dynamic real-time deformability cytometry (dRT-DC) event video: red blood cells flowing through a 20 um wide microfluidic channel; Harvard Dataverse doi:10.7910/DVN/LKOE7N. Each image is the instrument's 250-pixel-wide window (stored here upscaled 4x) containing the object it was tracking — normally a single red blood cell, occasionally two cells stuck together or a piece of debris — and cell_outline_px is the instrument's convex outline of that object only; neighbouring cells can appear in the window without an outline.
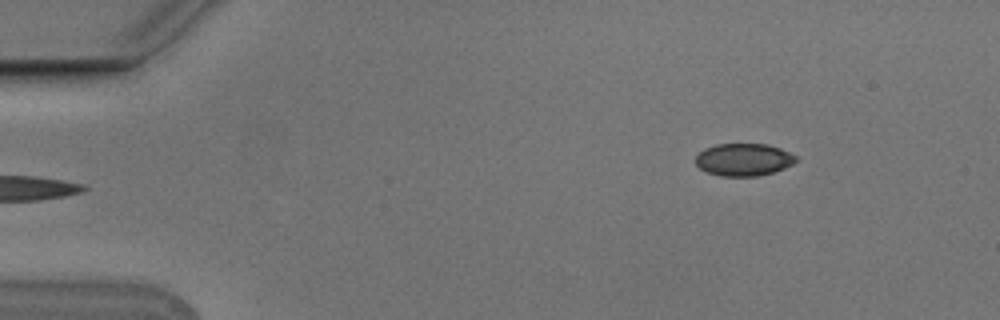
{"species": "Egyptian fruit bat (a non-hibernating species)", "species_latin": "Rousettus aegyptiacus", "temperature_condition": "cold", "stored_images_in_passage": 5, "camera_frame_rate_fps": 3000, "um_per_image_px": 0.085, "animal": {"sex": "male"}, "frame": {"image": 1, "passage_image": 5, "time_ms": 1.333, "image_size_px": [1000, 320], "cell_outline_px": [[796, 160], [792, 164], [784, 168], [772, 172], [756, 176], [720, 176], [708, 172], [700, 168], [696, 164], [696, 156], [704, 148], [716, 144], [768, 144], [780, 148], [796, 156]], "centroid_in_image_um": [63.19, 13.56], "position_along_channel_um": 21.8, "area_um2": 18.84}}